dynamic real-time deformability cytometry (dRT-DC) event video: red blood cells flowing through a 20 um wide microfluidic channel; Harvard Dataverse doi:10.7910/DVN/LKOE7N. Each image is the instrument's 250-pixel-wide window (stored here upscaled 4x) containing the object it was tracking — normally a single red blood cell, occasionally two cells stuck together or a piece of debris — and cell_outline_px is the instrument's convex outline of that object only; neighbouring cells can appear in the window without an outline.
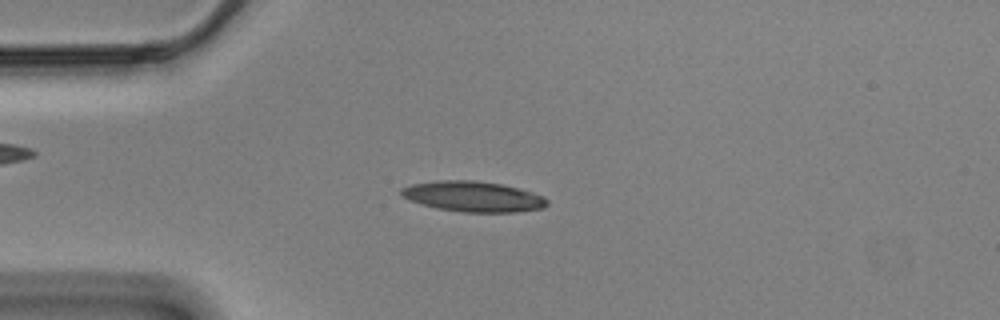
{"species": "Egyptian fruit bat (a non-hibernating species)", "species_latin": "Rousettus aegyptiacus", "temperature_condition": "cold", "stored_images_in_passage": 57, "camera_frame_rate_fps": 3000, "um_per_image_px": 0.085, "animal": {"sex": "male"}, "frame": {"image": 1, "passage_image": 14, "time_ms": 4.333, "image_size_px": [1000, 320], "cell_outline_px": [[548, 204], [544, 208], [512, 212], [464, 212], [440, 208], [424, 204], [412, 200], [404, 196], [400, 192], [400, 188], [412, 184], [436, 180], [476, 180], [500, 184], [532, 192], [544, 196], [548, 200]], "centroid_in_image_um": [40.25, 16.69], "position_along_channel_um": 44.7, "area_um2": 25.55}}
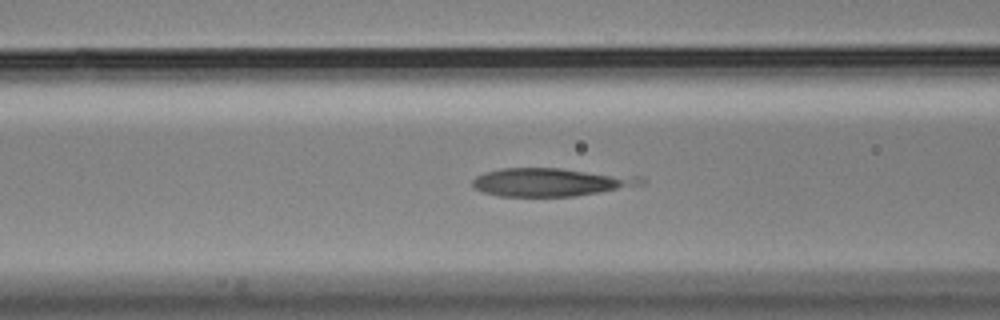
{"frame": {"image": 2, "passage_image": 22, "time_ms": 7.0, "image_size_px": [1000, 320], "cell_outline_px": [[648, 184], [576, 196], [500, 196], [484, 192], [476, 188], [472, 184], [472, 180], [476, 176], [484, 172], [500, 168], [560, 168], [640, 176], [648, 180]], "centroid_in_image_um": [46.89, 15.47], "position_along_channel_um": 119.7, "area_um2": 27.86}}
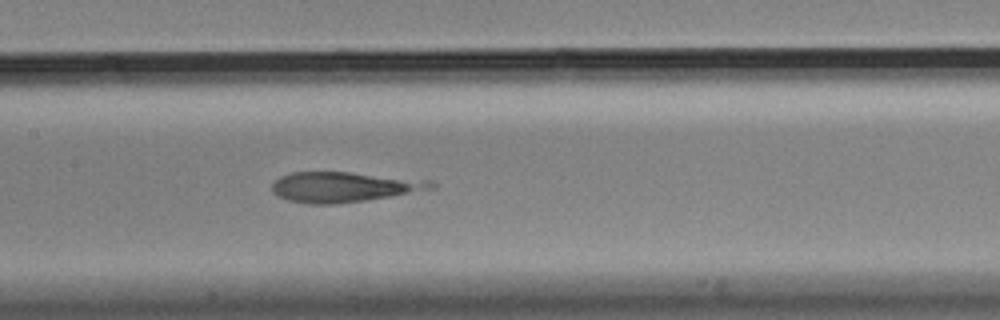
{"frame": {"image": 3, "passage_image": 27, "time_ms": 8.667, "image_size_px": [1000, 320], "cell_outline_px": [[436, 188], [392, 196], [336, 204], [308, 204], [288, 200], [276, 196], [272, 192], [272, 184], [280, 176], [292, 172], [348, 172], [428, 180], [436, 184]], "centroid_in_image_um": [29.18, 15.89], "position_along_channel_um": 178.2, "area_um2": 27.86}, "authors_computed_cell_mechanics": {"area_um2": 27.455, "velocity_mm_per_s": 3.479, "shape_relaxation_time_tau1_ms": null, "shape_relaxation_time_tau2_ms": 1.533, "deformation_change_tau1": null, "deformation_change_tau2": 0.0958}}